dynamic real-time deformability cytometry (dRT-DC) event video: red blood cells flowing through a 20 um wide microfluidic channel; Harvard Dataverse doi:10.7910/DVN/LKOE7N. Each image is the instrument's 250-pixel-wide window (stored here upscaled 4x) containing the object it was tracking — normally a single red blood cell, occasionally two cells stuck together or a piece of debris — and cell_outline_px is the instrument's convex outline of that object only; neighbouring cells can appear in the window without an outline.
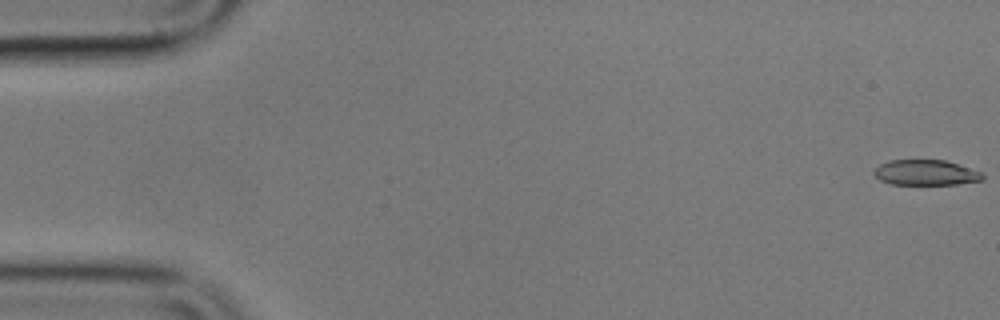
{"species": "common noctule bat (a hibernating species)", "species_latin": "Nyctalus noctula", "temperature_condition": "cold", "stored_images_in_passage": 56, "camera_frame_rate_fps": 3000, "um_per_image_px": 0.085, "animal": {"sex": "male", "body_mass_g": 17.9}, "frame": {"image": 1, "passage_image": 1, "time_ms": 0.0, "image_size_px": [1000, 320], "cell_outline_px": [[984, 180], [956, 184], [892, 184], [880, 180], [872, 172], [880, 164], [888, 160], [944, 160], [984, 172]], "centroid_in_image_um": [78.71, 14.67], "position_along_channel_um": 6.3, "area_um2": 16.07}}
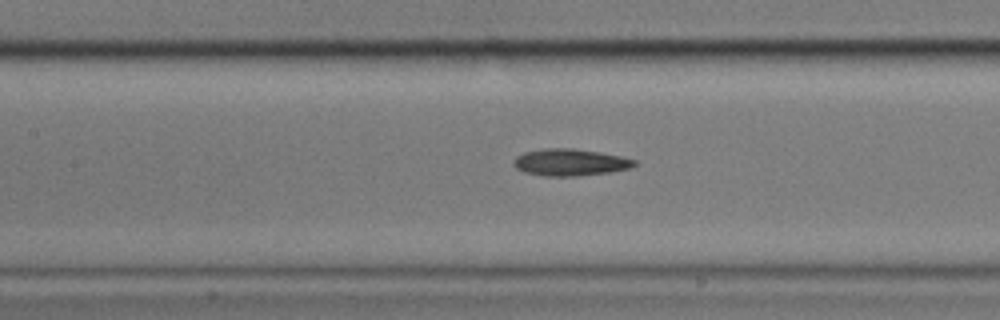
{"frame": {"image": 2, "passage_image": 25, "time_ms": 8.0, "image_size_px": [1000, 320], "cell_outline_px": [[636, 164], [628, 168], [608, 172], [576, 176], [544, 176], [524, 172], [516, 168], [512, 164], [512, 160], [516, 156], [524, 152], [544, 148], [572, 148], [600, 152], [620, 156], [636, 160]], "centroid_in_image_um": [48.39, 13.79], "position_along_channel_um": 159.0, "area_um2": 18.9}}
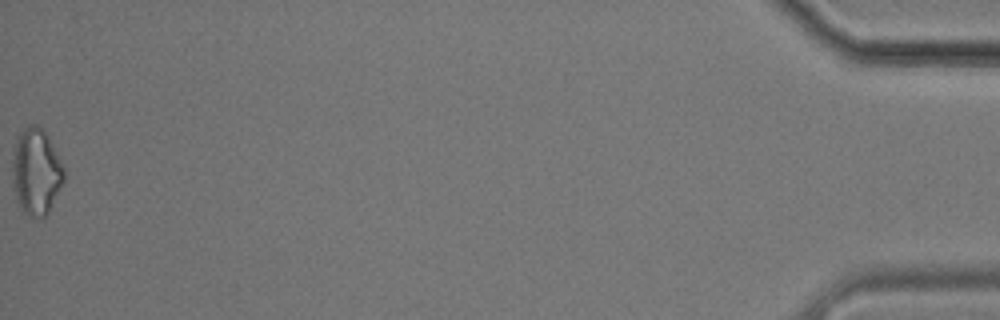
{"frame": {"image": 3, "passage_image": 56, "time_ms": 18.333, "image_size_px": [1000, 320], "cell_outline_px": [[64, 180], [48, 212], [44, 216], [32, 216], [24, 212], [20, 208], [16, 200], [12, 184], [12, 160], [16, 136], [28, 124], [36, 124], [48, 136], [64, 164]], "centroid_in_image_um": [3.05, 14.55], "position_along_channel_um": 432.1, "area_um2": 26.13}, "authors_computed_cell_mechanics": {"area_um2": 18.5249, "velocity_mm_per_s": 3.5998, "shape_relaxation_time_tau1_ms": 3.0362, "shape_relaxation_time_tau2_ms": null, "deformation_change_tau1": 0.1045, "deformation_change_tau2": null}}